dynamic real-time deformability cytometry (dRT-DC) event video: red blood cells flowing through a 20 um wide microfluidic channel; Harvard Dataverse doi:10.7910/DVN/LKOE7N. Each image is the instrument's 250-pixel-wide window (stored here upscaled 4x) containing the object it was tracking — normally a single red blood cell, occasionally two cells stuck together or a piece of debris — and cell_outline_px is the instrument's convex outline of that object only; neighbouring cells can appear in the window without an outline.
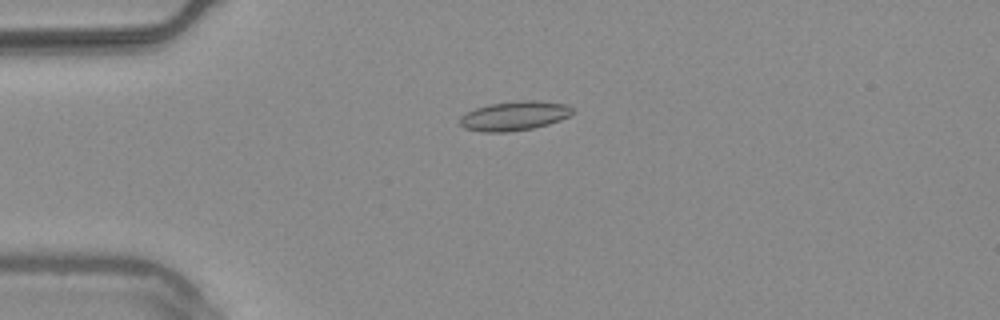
{"species": "common noctule bat (a hibernating species)", "species_latin": "Nyctalus noctula", "temperature_condition": "warm", "stored_images_in_passage": 55, "camera_frame_rate_fps": 3000, "um_per_image_px": 0.085, "animal": {"sex": "male", "body_mass_g": 20.4}, "frame": {"image": 1, "passage_image": 14, "time_ms": 4.333, "image_size_px": [1000, 320], "cell_outline_px": [[576, 112], [560, 120], [548, 124], [532, 128], [508, 132], [484, 132], [464, 128], [460, 124], [460, 116], [476, 108], [488, 104], [516, 100], [536, 100], [564, 104], [572, 108]], "centroid_in_image_um": [43.72, 9.84], "position_along_channel_um": 41.3, "area_um2": 19.25}}
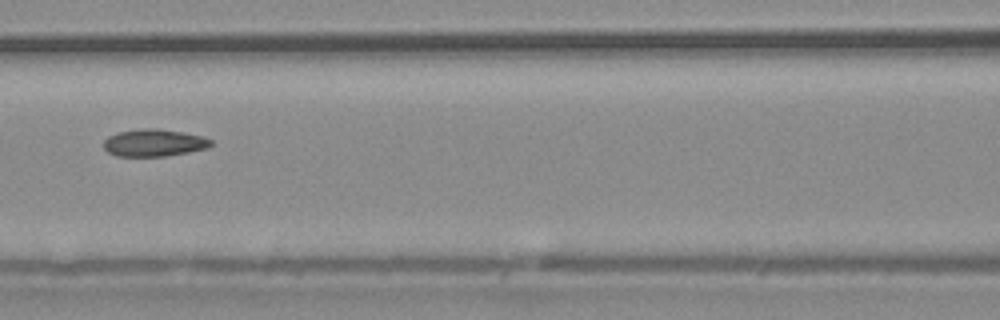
{"frame": {"image": 2, "passage_image": 25, "time_ms": 8.0, "image_size_px": [1000, 320], "cell_outline_px": [[212, 144], [208, 148], [188, 152], [164, 156], [116, 156], [108, 152], [104, 148], [104, 140], [108, 136], [116, 132], [140, 128], [156, 128], [180, 132], [200, 136], [212, 140]], "centroid_in_image_um": [13.05, 12.13], "position_along_channel_um": 153.6, "area_um2": 16.99}}
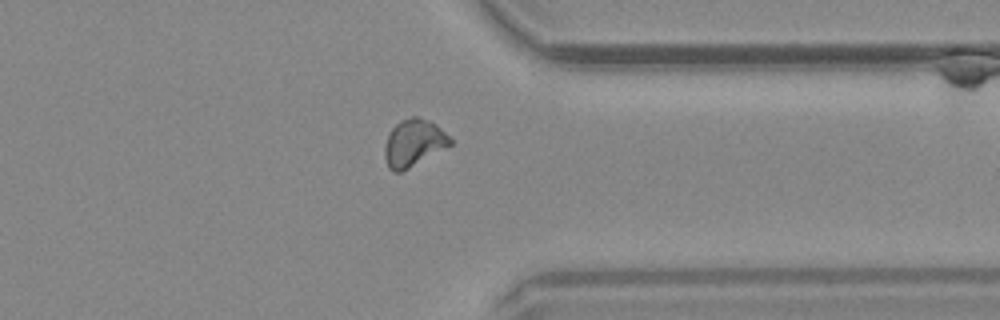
{"frame": {"image": 3, "passage_image": 43, "time_ms": 14.0, "image_size_px": [1000, 320], "cell_outline_px": [[452, 144], [408, 168], [400, 172], [392, 172], [388, 168], [384, 156], [384, 148], [388, 136], [392, 128], [400, 120], [412, 116], [416, 116], [428, 120], [436, 124], [452, 140]], "centroid_in_image_um": [35.13, 12.14], "position_along_channel_um": 376.3, "area_um2": 17.74}, "authors_computed_cell_mechanics": {"area_um2": 17.34, "velocity_mm_per_s": 3.7781, "shape_relaxation_time_tau1_ms": 11.0908, "shape_relaxation_time_tau2_ms": 1.7065, "deformation_change_tau1": 0.2126, "deformation_change_tau2": 0.0759}}